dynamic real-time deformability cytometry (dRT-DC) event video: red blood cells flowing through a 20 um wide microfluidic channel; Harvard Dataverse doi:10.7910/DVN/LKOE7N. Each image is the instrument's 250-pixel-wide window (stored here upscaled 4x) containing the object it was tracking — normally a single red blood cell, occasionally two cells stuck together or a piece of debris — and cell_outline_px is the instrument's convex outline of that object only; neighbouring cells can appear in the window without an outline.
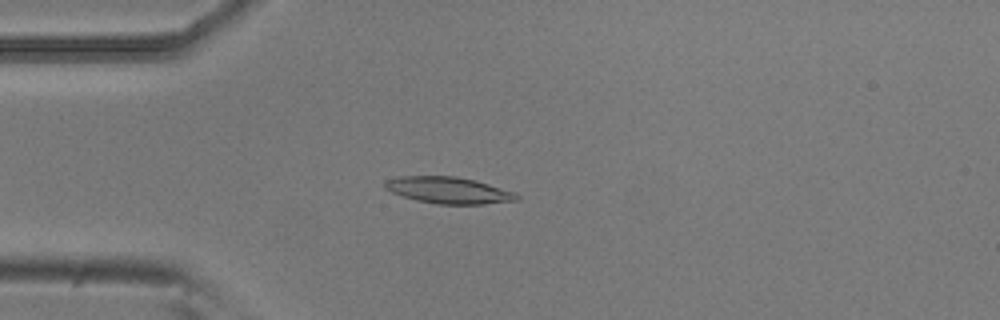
{"species": "common noctule bat (a hibernating species)", "species_latin": "Nyctalus noctula", "temperature_condition": "room temperature", "stored_images_in_passage": 47, "camera_frame_rate_fps": 3000, "um_per_image_px": 0.085, "animal": {"sex": "male", "body_mass_g": 20.5, "forearm_length_mm": 52.5}, "frame": {"image": 1, "passage_image": 7, "time_ms": 2.0, "image_size_px": [1000, 320], "cell_outline_px": [[520, 200], [484, 204], [436, 204], [416, 200], [392, 192], [384, 188], [384, 180], [396, 176], [456, 176], [476, 180], [516, 192], [520, 196]], "centroid_in_image_um": [38.15, 16.16], "position_along_channel_um": 46.9, "area_um2": 20.63}}
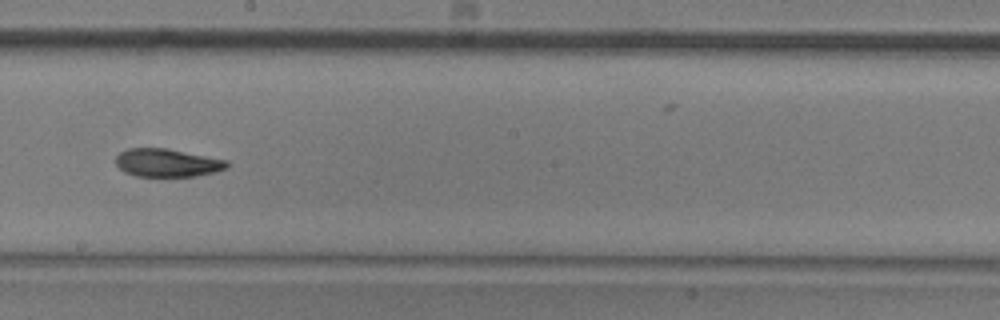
{"frame": {"image": 2, "passage_image": 23, "time_ms": 7.333, "image_size_px": [1000, 320], "cell_outline_px": [[228, 168], [216, 172], [196, 176], [136, 176], [124, 172], [116, 164], [116, 156], [120, 152], [128, 148], [168, 148], [228, 160]], "centroid_in_image_um": [14.23, 13.83], "position_along_channel_um": 234.0, "area_um2": 18.32}}
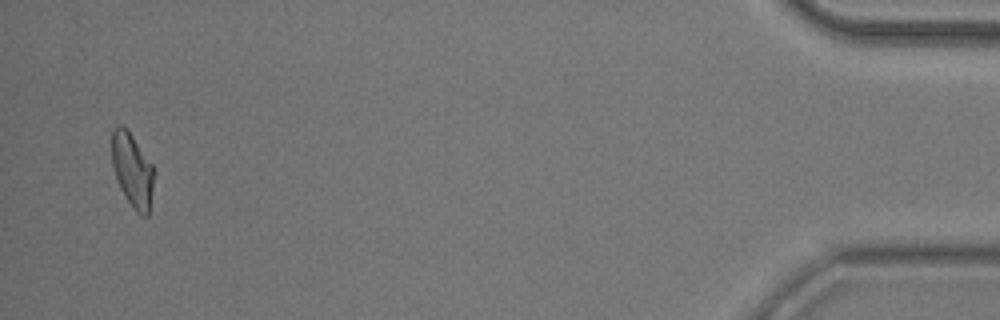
{"frame": {"image": 3, "passage_image": 45, "time_ms": 14.667, "image_size_px": [1000, 320], "cell_outline_px": [[152, 188], [148, 216], [144, 216], [136, 212], [120, 188], [116, 180], [112, 164], [112, 128], [116, 124], [120, 124], [128, 128], [152, 164]], "centroid_in_image_um": [11.21, 14.39], "position_along_channel_um": 424.0, "area_um2": 18.03}, "authors_computed_cell_mechanics": {"area_um2": 18.7272, "velocity_mm_per_s": 3.7548, "shape_relaxation_time_tau1_ms": 5.8166, "shape_relaxation_time_tau2_ms": 5.4583, "deformation_change_tau1": 0.1749, "deformation_change_tau2": 0.1113}}